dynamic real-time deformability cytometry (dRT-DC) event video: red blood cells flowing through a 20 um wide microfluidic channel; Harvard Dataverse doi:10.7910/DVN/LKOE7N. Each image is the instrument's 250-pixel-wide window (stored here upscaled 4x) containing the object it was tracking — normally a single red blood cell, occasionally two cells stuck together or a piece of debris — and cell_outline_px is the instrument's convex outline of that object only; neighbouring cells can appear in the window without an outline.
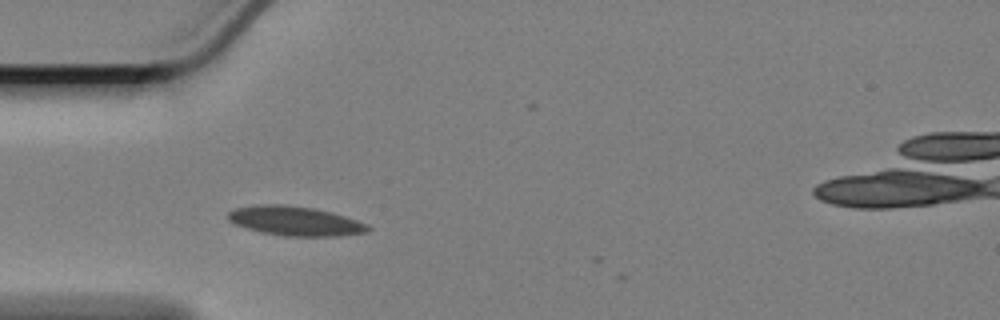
{"species": "Egyptian fruit bat (a non-hibernating species)", "species_latin": "Rousettus aegyptiacus", "temperature_condition": "cold", "stored_images_in_passage": 27, "camera_frame_rate_fps": 3000, "um_per_image_px": 0.085, "animal": {"sex": "female"}, "frame": {"image": 1, "passage_image": 1, "time_ms": 0.0, "image_size_px": [1000, 320], "cell_outline_px": [[372, 228], [368, 232], [340, 236], [284, 236], [260, 232], [236, 224], [228, 220], [228, 212], [232, 208], [256, 204], [288, 204], [316, 208], [332, 212], [368, 224]], "centroid_in_image_um": [25.09, 18.77], "position_along_channel_um": 59.9, "area_um2": 24.28}}
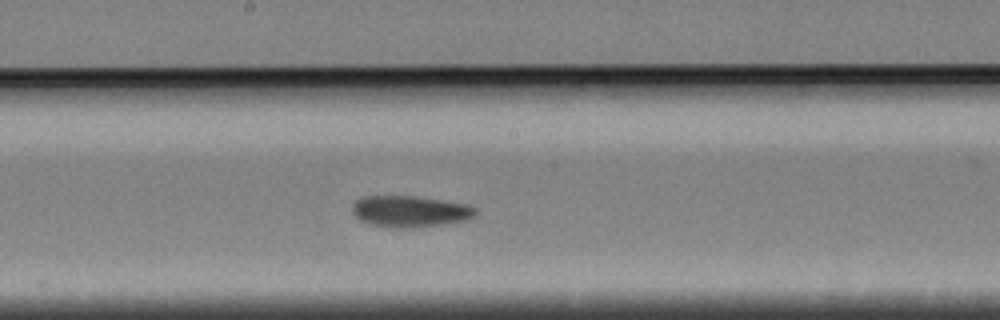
{"frame": {"image": 2, "passage_image": 15, "time_ms": 4.667, "image_size_px": [1000, 320], "cell_outline_px": [[476, 216], [468, 220], [412, 228], [388, 228], [368, 224], [360, 220], [352, 212], [352, 204], [360, 196], [412, 196], [444, 200], [468, 204], [476, 208]], "centroid_in_image_um": [34.83, 17.97], "position_along_channel_um": 213.4, "area_um2": 22.83}}
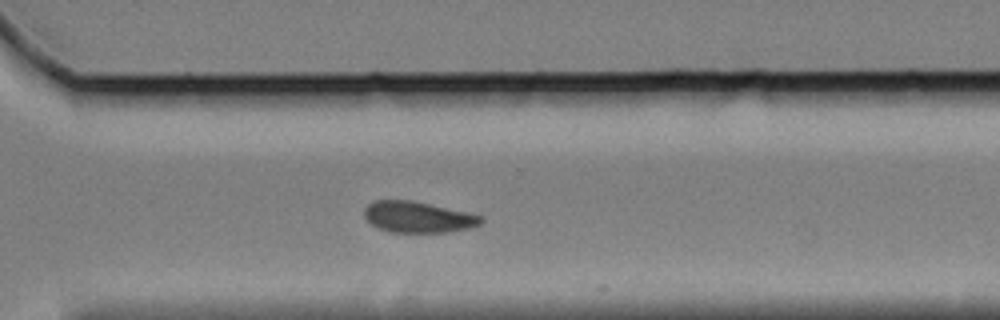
{"frame": {"image": 3, "passage_image": 26, "time_ms": 8.333, "image_size_px": [1000, 320], "cell_outline_px": [[484, 220], [480, 224], [472, 228], [448, 232], [388, 232], [376, 228], [364, 216], [364, 208], [372, 200], [412, 200], [468, 212], [484, 216]], "centroid_in_image_um": [35.54, 18.45], "position_along_channel_um": 335.1, "area_um2": 21.44}}